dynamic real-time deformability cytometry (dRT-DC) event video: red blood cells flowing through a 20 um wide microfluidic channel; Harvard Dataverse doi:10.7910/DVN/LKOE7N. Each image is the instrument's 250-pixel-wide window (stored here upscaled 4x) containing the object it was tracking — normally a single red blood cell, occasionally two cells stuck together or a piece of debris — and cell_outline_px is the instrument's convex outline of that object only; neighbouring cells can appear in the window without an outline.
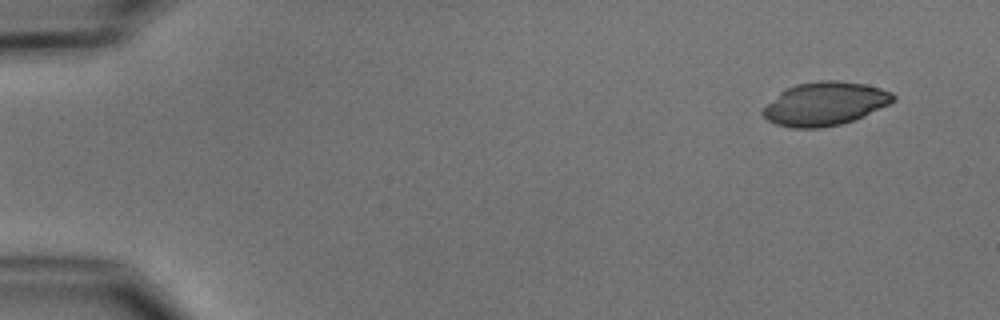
{"species": "common noctule bat (a hibernating species)", "species_latin": "Nyctalus noctula", "temperature_condition": "cold", "stored_images_in_passage": 5, "camera_frame_rate_fps": 3000, "um_per_image_px": 0.085, "animal": {"sex": "male", "body_mass_g": 15.6}, "frame": {"image": 1, "passage_image": 1, "time_ms": 0.0, "image_size_px": [1000, 320], "cell_outline_px": [[896, 100], [888, 104], [852, 120], [840, 124], [820, 128], [792, 128], [776, 124], [768, 120], [760, 112], [780, 92], [796, 84], [820, 80], [836, 80], [864, 84], [880, 88], [892, 92], [896, 96]], "centroid_in_image_um": [70.11, 8.81], "position_along_channel_um": 14.9, "area_um2": 32.6}}